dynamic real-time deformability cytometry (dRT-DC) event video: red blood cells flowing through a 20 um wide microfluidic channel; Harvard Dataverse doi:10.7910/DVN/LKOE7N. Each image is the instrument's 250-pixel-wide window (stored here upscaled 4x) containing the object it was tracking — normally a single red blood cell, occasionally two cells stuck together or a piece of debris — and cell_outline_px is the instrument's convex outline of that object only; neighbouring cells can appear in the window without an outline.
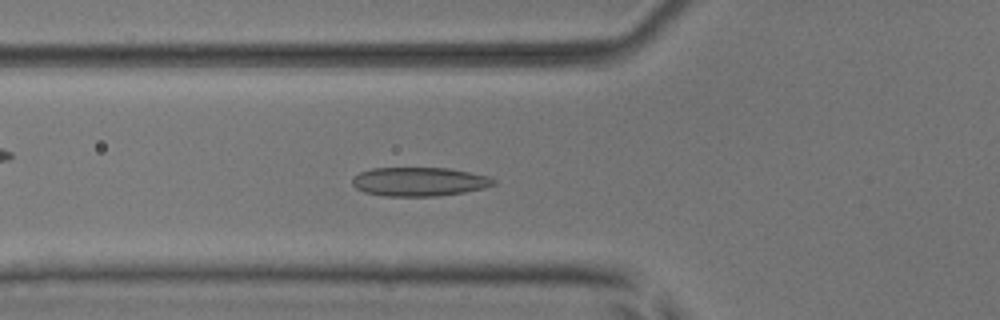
{"species": "common noctule bat (a hibernating species)", "species_latin": "Nyctalus noctula", "temperature_condition": "room temperature", "stored_images_in_passage": 51, "camera_frame_rate_fps": 3000, "um_per_image_px": 0.085, "animal": {"sex": "male", "body_mass_g": 17.9, "forearm_length_mm": 54.2}, "frame": {"image": 1, "passage_image": 17, "time_ms": 5.333, "image_size_px": [1000, 320], "cell_outline_px": [[496, 184], [484, 188], [464, 192], [436, 196], [384, 196], [364, 192], [356, 188], [352, 184], [352, 176], [360, 172], [372, 168], [448, 168], [488, 176], [496, 180]], "centroid_in_image_um": [35.61, 15.44], "position_along_channel_um": 90.2, "area_um2": 23.81}}
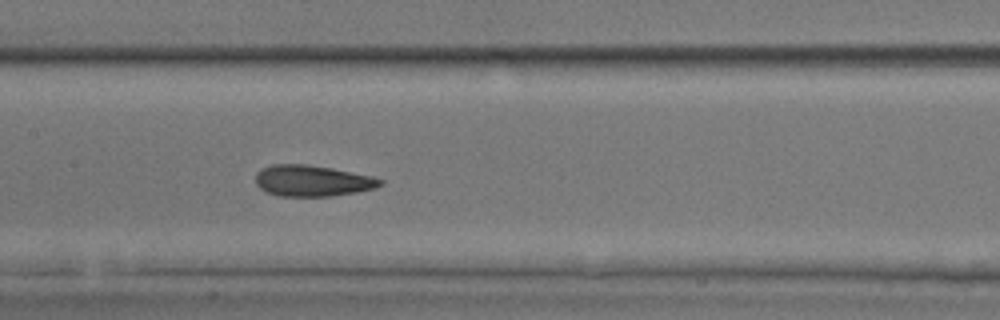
{"frame": {"image": 2, "passage_image": 24, "time_ms": 7.667, "image_size_px": [1000, 320], "cell_outline_px": [[384, 184], [376, 188], [356, 192], [332, 196], [280, 196], [268, 192], [260, 188], [256, 184], [256, 172], [272, 164], [308, 164], [332, 168], [372, 176], [384, 180]], "centroid_in_image_um": [26.58, 15.36], "position_along_channel_um": 180.8, "area_um2": 22.66}}
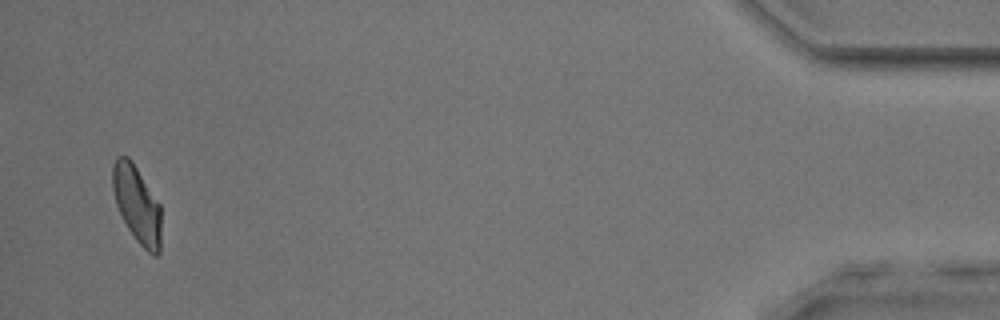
{"frame": {"image": 3, "passage_image": 49, "time_ms": 16.0, "image_size_px": [1000, 320], "cell_outline_px": [[160, 252], [156, 256], [152, 256], [136, 240], [128, 228], [116, 204], [112, 188], [112, 164], [116, 156], [128, 156], [132, 160], [160, 204]], "centroid_in_image_um": [11.63, 17.34], "position_along_channel_um": 423.6, "area_um2": 21.79}, "authors_computed_cell_mechanics": {"area_um2": 22.6576, "velocity_mm_per_s": 3.8825, "shape_relaxation_time_tau1_ms": 4.5942, "shape_relaxation_time_tau2_ms": 1.8274, "deformation_change_tau1": 0.1247, "deformation_change_tau2": 0.0878}}